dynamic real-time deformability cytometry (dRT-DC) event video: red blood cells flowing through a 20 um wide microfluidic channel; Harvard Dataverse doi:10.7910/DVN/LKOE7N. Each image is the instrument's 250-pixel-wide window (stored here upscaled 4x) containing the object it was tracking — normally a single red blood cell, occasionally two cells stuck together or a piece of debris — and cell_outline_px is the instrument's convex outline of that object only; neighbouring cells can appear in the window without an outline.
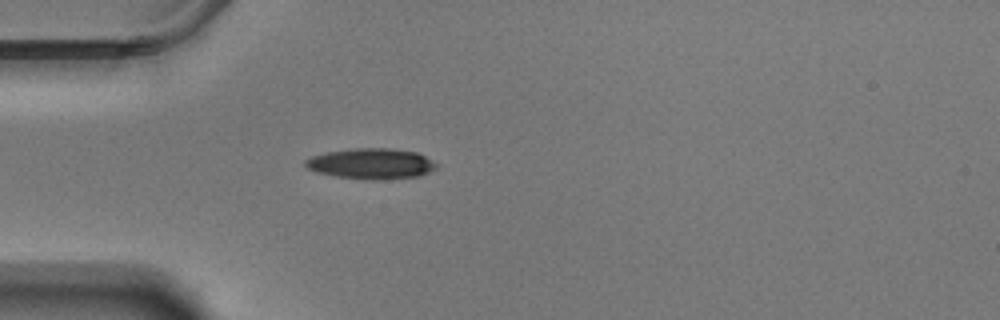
{"species": "Egyptian fruit bat (a non-hibernating species)", "species_latin": "Rousettus aegyptiacus", "temperature_condition": "warm", "stored_images_in_passage": 42, "camera_frame_rate_fps": 3000, "um_per_image_px": 0.085, "animal": {"sex": "male"}, "frame": {"image": 1, "passage_image": 1, "time_ms": 0.0, "image_size_px": [1000, 320], "cell_outline_px": [[440, 164], [436, 168], [420, 176], [376, 180], [336, 176], [316, 172], [308, 168], [304, 164], [304, 160], [312, 156], [324, 152], [356, 148], [388, 148], [416, 152]], "centroid_in_image_um": [31.55, 13.91], "position_along_channel_um": 53.4, "area_um2": 23.35}}
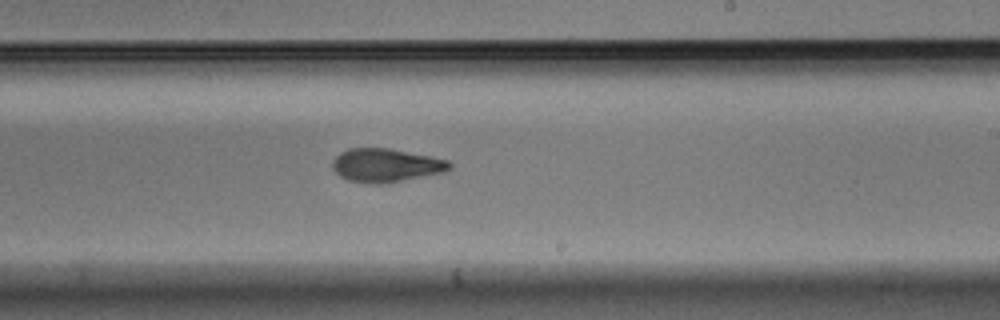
{"frame": {"image": 2, "passage_image": 19, "time_ms": 6.0, "image_size_px": [1000, 320], "cell_outline_px": [[452, 168], [444, 172], [380, 184], [368, 184], [348, 180], [340, 176], [332, 168], [332, 160], [340, 152], [348, 148], [388, 148], [432, 156], [448, 160], [452, 164]], "centroid_in_image_um": [32.79, 14.04], "position_along_channel_um": 256.2, "area_um2": 22.89}}
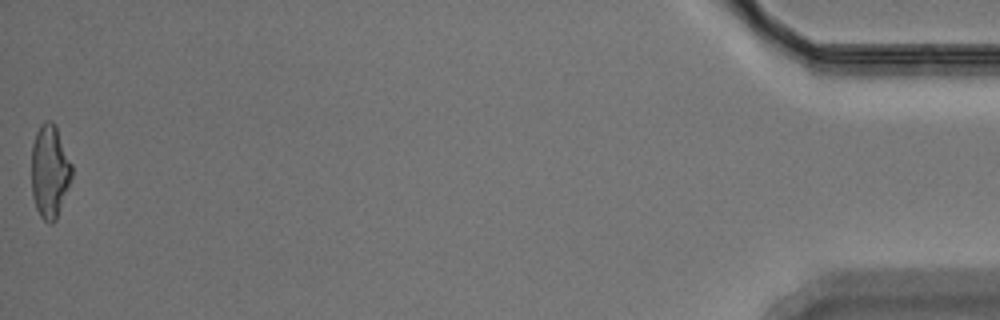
{"frame": {"image": 3, "passage_image": 42, "time_ms": 13.667, "image_size_px": [1000, 320], "cell_outline_px": [[72, 176], [68, 188], [56, 220], [52, 224], [48, 224], [40, 216], [36, 208], [32, 196], [32, 144], [36, 132], [40, 124], [44, 120], [52, 120], [56, 128], [72, 164]], "centroid_in_image_um": [4.22, 14.58], "position_along_channel_um": 431.0, "area_um2": 21.91}, "authors_computed_cell_mechanics": {"area_um2": 22.8599, "velocity_mm_per_s": 3.5164, "shape_relaxation_time_tau1_ms": 6.369, "shape_relaxation_time_tau2_ms": 2.6998, "deformation_change_tau1": 0.1967, "deformation_change_tau2": 0.0976}}